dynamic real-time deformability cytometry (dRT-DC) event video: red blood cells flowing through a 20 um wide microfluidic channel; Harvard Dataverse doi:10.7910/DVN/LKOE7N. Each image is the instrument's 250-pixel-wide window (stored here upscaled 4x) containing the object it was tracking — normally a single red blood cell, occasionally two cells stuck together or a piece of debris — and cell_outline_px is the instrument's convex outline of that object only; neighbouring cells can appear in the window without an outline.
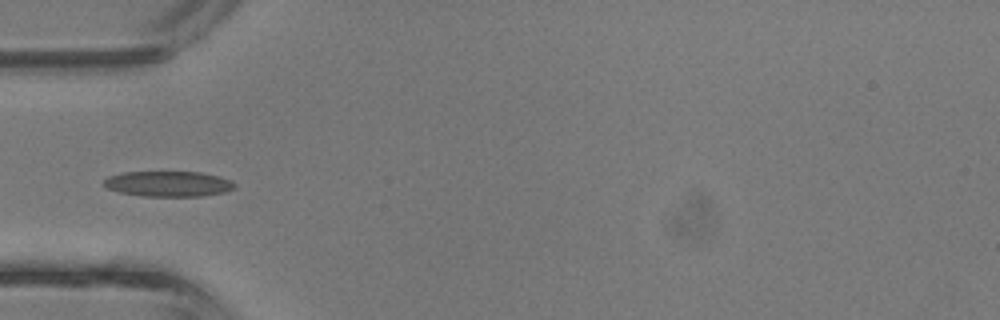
{"species": "common noctule bat (a hibernating species)", "species_latin": "Nyctalus noctula", "temperature_condition": "room temperature", "stored_images_in_passage": 38, "camera_frame_rate_fps": 3000, "um_per_image_px": 0.085, "animal": {"sex": "male", "body_mass_g": 13.3}, "frame": {"image": 1, "passage_image": 10, "time_ms": 3.0, "image_size_px": [1000, 320], "cell_outline_px": [[236, 188], [224, 192], [204, 196], [140, 196], [120, 192], [108, 188], [104, 184], [104, 180], [108, 176], [124, 172], [200, 172], [220, 176], [232, 180], [236, 184]], "centroid_in_image_um": [14.36, 15.62], "position_along_channel_um": 70.6, "area_um2": 19.48}}
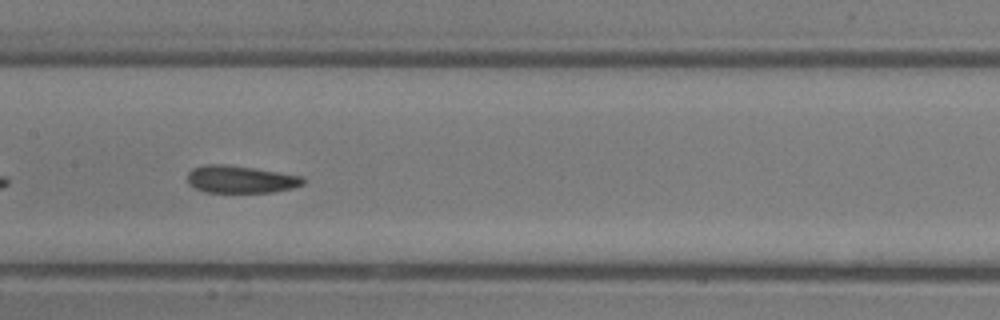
{"frame": {"image": 2, "passage_image": 17, "time_ms": 5.333, "image_size_px": [1000, 320], "cell_outline_px": [[304, 184], [292, 188], [272, 192], [204, 192], [188, 184], [188, 172], [192, 168], [204, 164], [228, 164], [304, 176]], "centroid_in_image_um": [20.44, 15.23], "position_along_channel_um": 187.0, "area_um2": 18.55}}
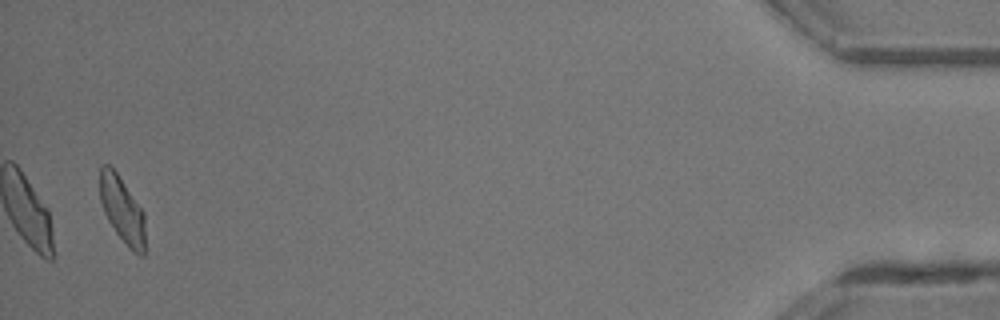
{"frame": {"image": 3, "passage_image": 37, "time_ms": 12.0, "image_size_px": [1000, 320], "cell_outline_px": [[144, 256], [140, 256], [132, 252], [128, 248], [116, 232], [108, 220], [104, 212], [100, 200], [100, 168], [104, 164], [108, 164], [116, 172], [144, 212]], "centroid_in_image_um": [10.38, 17.86], "position_along_channel_um": 424.8, "area_um2": 17.28}, "authors_computed_cell_mechanics": {"area_um2": 18.5827, "velocity_mm_per_s": 4.9432, "shape_relaxation_time_tau1_ms": null, "shape_relaxation_time_tau2_ms": 1.9518, "deformation_change_tau1": null, "deformation_change_tau2": 0.0898}}